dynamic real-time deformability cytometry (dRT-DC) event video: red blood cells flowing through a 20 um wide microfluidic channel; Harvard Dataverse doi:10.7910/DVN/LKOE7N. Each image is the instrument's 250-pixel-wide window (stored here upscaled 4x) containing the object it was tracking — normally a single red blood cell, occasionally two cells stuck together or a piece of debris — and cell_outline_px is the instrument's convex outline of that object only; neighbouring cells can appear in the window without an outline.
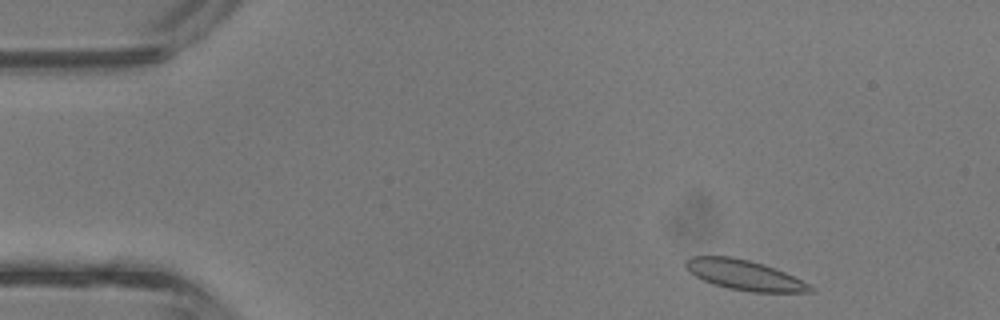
{"species": "common noctule bat (a hibernating species)", "species_latin": "Nyctalus noctula", "temperature_condition": "room temperature", "stored_images_in_passage": 39, "camera_frame_rate_fps": 3000, "um_per_image_px": 0.085, "animal": {"sex": "male", "body_mass_g": 13.3}, "frame": {"image": 1, "passage_image": 2, "time_ms": 0.333, "image_size_px": [1000, 320], "cell_outline_px": [[816, 292], [752, 292], [728, 288], [712, 284], [696, 276], [684, 264], [684, 260], [688, 256], [732, 256], [764, 264], [776, 268], [816, 288]], "centroid_in_image_um": [63.27, 23.37], "position_along_channel_um": 21.7, "area_um2": 21.79}}
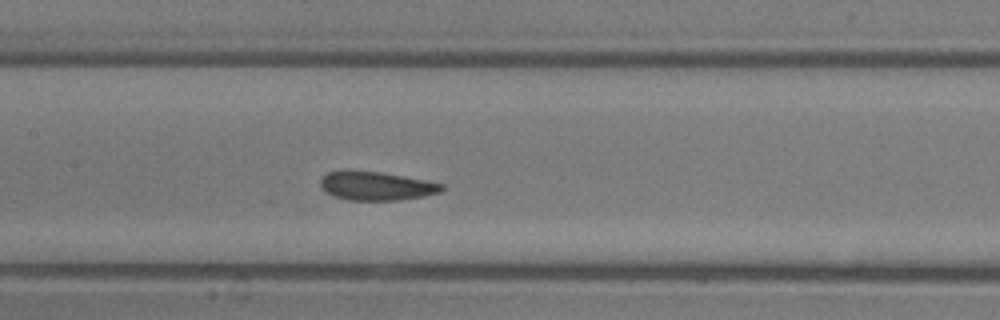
{"frame": {"image": 2, "passage_image": 17, "time_ms": 5.333, "image_size_px": [1000, 320], "cell_outline_px": [[444, 188], [440, 192], [424, 196], [396, 200], [348, 200], [332, 196], [324, 192], [320, 188], [320, 180], [328, 172], [380, 172], [404, 176], [444, 184]], "centroid_in_image_um": [31.98, 15.83], "position_along_channel_um": 175.4, "area_um2": 19.94}}
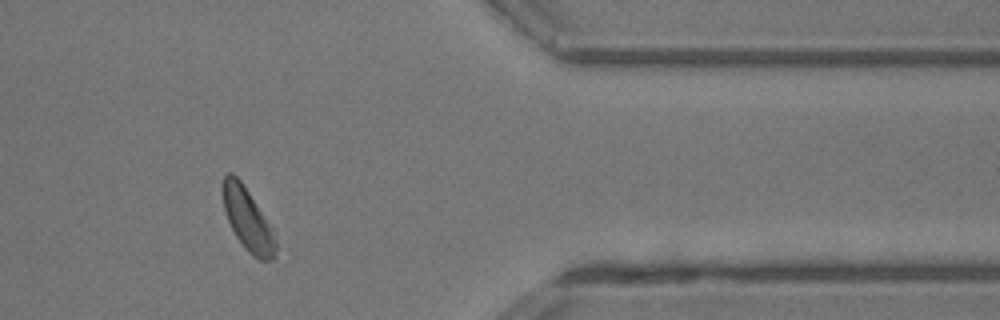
{"frame": {"image": 3, "passage_image": 32, "time_ms": 10.333, "image_size_px": [1000, 320], "cell_outline_px": [[276, 256], [272, 260], [260, 260], [252, 256], [244, 248], [236, 236], [224, 212], [220, 192], [220, 188], [224, 176], [228, 172], [232, 172], [240, 180], [248, 192], [260, 212], [276, 244]], "centroid_in_image_um": [20.95, 18.63], "position_along_channel_um": 390.5, "area_um2": 18.67}, "authors_computed_cell_mechanics": {"area_um2": 20.6924, "velocity_mm_per_s": 4.7708, "shape_relaxation_time_tau1_ms": 1.9195, "shape_relaxation_time_tau2_ms": 0.5446, "deformation_change_tau1": 0.1066, "deformation_change_tau2": 0.0603}}